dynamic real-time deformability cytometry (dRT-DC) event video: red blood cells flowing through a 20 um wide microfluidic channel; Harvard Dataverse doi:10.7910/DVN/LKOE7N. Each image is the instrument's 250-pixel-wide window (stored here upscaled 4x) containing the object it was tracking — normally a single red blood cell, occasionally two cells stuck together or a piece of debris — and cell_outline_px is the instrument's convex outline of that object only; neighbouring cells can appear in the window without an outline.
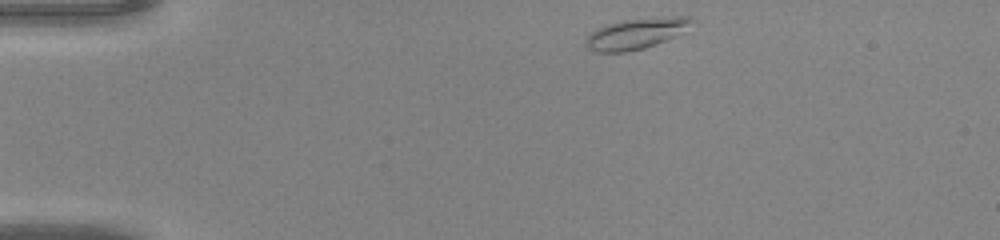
{"species": "common noctule bat (a hibernating species)", "species_latin": "Nyctalus noctula", "temperature_condition": "warm", "stored_images_in_passage": 39, "camera_frame_rate_fps": 3000, "um_per_image_px": 0.085, "animal": {"sex": "male", "body_mass_g": 20.0, "forearm_length_mm": 53.3}, "frame": {"image": 1, "passage_image": 1, "time_ms": 0.0, "image_size_px": [1000, 240], "cell_outline_px": [[692, 20], [676, 36], [656, 44], [644, 48], [624, 52], [596, 52], [588, 48], [584, 40], [596, 28], [608, 24], [632, 20], [676, 16], [688, 16]], "centroid_in_image_um": [54.0, 2.88], "position_along_channel_um": 31.0, "area_um2": 18.26}}
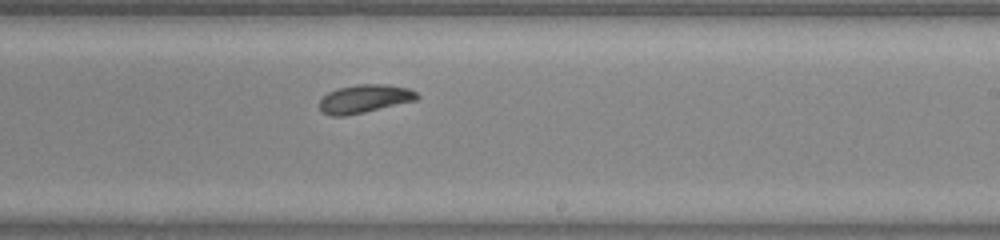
{"frame": {"image": 2, "passage_image": 21, "time_ms": 6.667, "image_size_px": [1000, 240], "cell_outline_px": [[420, 96], [416, 100], [364, 112], [344, 116], [332, 116], [324, 112], [320, 108], [320, 100], [328, 92], [340, 88], [356, 84], [388, 84], [408, 88], [416, 92]], "centroid_in_image_um": [31.0, 8.38], "position_along_channel_um": 258.0, "area_um2": 15.9}}
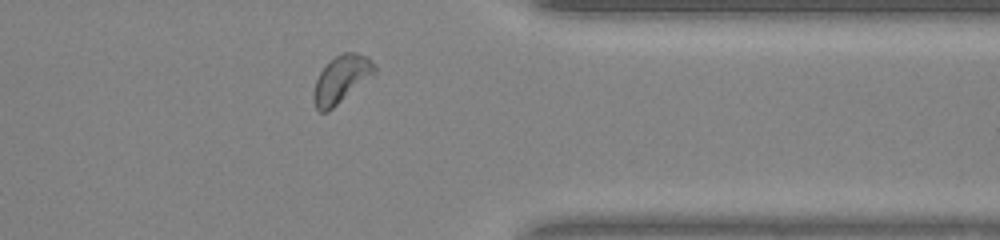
{"frame": {"image": 3, "passage_image": 30, "time_ms": 9.667, "image_size_px": [1000, 240], "cell_outline_px": [[376, 72], [328, 112], [320, 112], [316, 108], [312, 100], [312, 92], [316, 80], [320, 72], [336, 56], [344, 52], [356, 52], [368, 56], [376, 68]], "centroid_in_image_um": [28.99, 6.75], "position_along_channel_um": 382.4, "area_um2": 16.59}}